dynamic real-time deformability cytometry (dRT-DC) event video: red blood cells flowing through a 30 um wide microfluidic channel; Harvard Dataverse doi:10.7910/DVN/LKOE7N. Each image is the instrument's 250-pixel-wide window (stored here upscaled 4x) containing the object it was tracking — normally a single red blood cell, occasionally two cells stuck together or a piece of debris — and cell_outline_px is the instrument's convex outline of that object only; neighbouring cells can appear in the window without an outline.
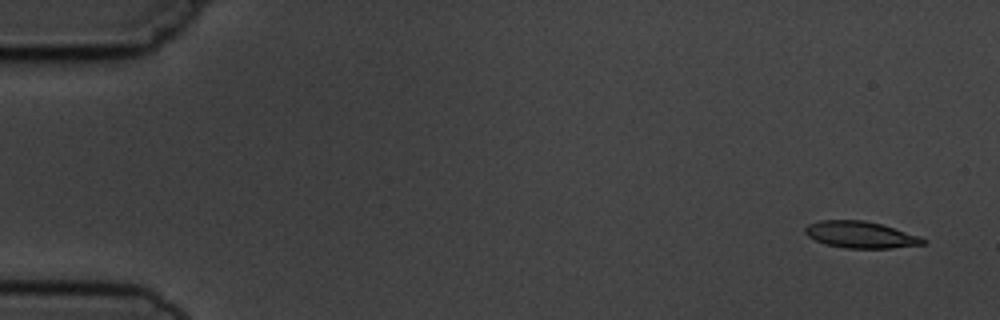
{"species": "common noctule bat (a hibernating species)", "species_latin": "Nyctalus noctula", "temperature_condition": "cold", "stored_images_in_passage": 4, "camera_frame_rate_fps": 3000, "um_per_image_px": 0.085, "animal": {"sex": "male", "body_mass_g": 19.5, "forearm_length_mm": 54.6}, "frame": {"image": 1, "passage_image": 1, "time_ms": 0.0, "image_size_px": [1000, 320], "cell_outline_px": [[928, 240], [924, 244], [892, 248], [844, 248], [824, 244], [808, 236], [804, 232], [804, 228], [808, 224], [820, 220], [864, 220], [880, 224], [920, 236]], "centroid_in_image_um": [73.13, 19.95], "position_along_channel_um": 11.9, "area_um2": 18.32}}
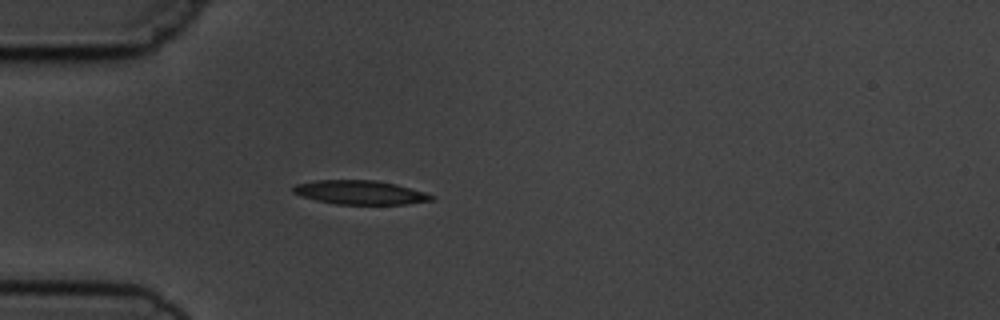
{"frame": {"image": 2, "passage_image": 4, "time_ms": 4.333, "image_size_px": [1000, 320], "cell_outline_px": [[436, 196], [432, 200], [408, 204], [336, 204], [316, 200], [300, 196], [292, 192], [292, 188], [296, 184], [316, 180], [376, 180], [396, 184], [424, 192]], "centroid_in_image_um": [30.6, 16.35], "position_along_channel_um": 54.4, "area_um2": 19.31}}